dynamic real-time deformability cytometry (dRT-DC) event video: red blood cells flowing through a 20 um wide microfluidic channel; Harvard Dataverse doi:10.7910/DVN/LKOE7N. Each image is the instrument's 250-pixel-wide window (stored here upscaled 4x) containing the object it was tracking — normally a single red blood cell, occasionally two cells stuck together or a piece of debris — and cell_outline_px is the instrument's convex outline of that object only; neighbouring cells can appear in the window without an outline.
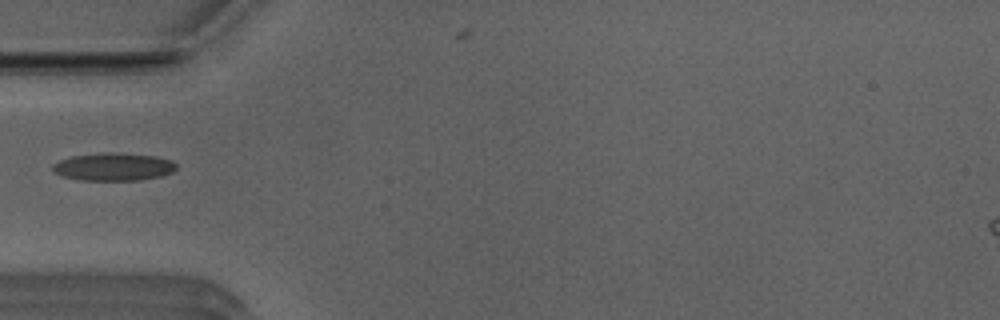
{"species": "Egyptian fruit bat (a non-hibernating species)", "species_latin": "Rousettus aegyptiacus", "temperature_condition": "room temperature", "stored_images_in_passage": 21, "camera_frame_rate_fps": 3000, "um_per_image_px": 0.085, "animal": {"sex": "male"}, "frame": {"image": 1, "passage_image": 1, "time_ms": 0.0, "image_size_px": [1000, 320], "cell_outline_px": [[176, 168], [172, 172], [160, 176], [140, 180], [80, 180], [60, 176], [52, 168], [52, 164], [60, 160], [72, 156], [108, 152], [112, 152], [156, 156], [172, 160], [176, 164]], "centroid_in_image_um": [9.64, 14.18], "position_along_channel_um": 75.4, "area_um2": 20.0}}
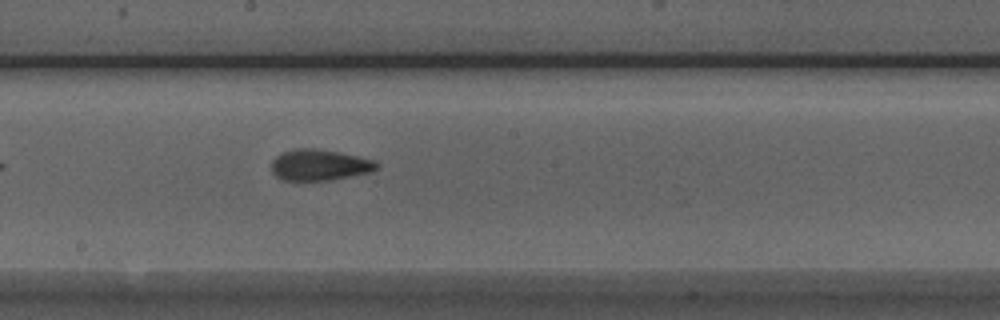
{"frame": {"image": 2, "passage_image": 12, "time_ms": 3.667, "image_size_px": [1000, 320], "cell_outline_px": [[380, 164], [372, 172], [332, 180], [284, 180], [276, 176], [272, 172], [272, 160], [276, 156], [284, 152], [296, 148], [312, 148], [340, 152], [376, 160]], "centroid_in_image_um": [27.19, 14.02], "position_along_channel_um": 221.0, "area_um2": 19.13}}
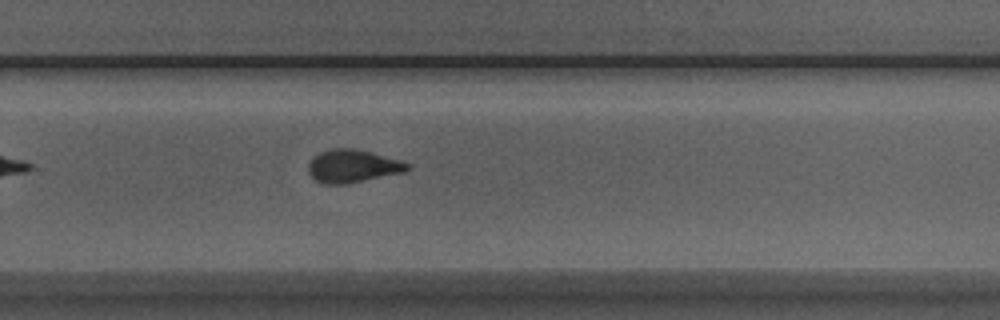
{"frame": {"image": 3, "passage_image": 18, "time_ms": 5.667, "image_size_px": [1000, 320], "cell_outline_px": [[412, 168], [404, 172], [344, 184], [324, 184], [316, 180], [308, 172], [308, 164], [320, 152], [332, 148], [356, 148], [400, 160], [412, 164]], "centroid_in_image_um": [30.01, 14.11], "position_along_channel_um": 299.8, "area_um2": 18.9}}